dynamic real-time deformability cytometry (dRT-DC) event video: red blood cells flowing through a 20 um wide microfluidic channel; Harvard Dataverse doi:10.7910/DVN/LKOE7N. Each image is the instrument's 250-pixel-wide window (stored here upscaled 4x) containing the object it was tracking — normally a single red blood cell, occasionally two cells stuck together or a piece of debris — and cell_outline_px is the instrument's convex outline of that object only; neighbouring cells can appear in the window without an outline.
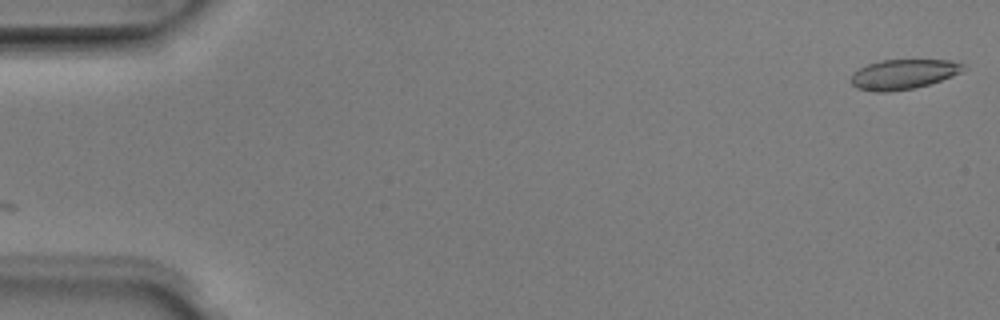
{"species": "Egyptian fruit bat (a non-hibernating species)", "species_latin": "Rousettus aegyptiacus", "temperature_condition": "room temperature", "stored_images_in_passage": 11, "segment_of_instrument_passage": [1, 2], "camera_frame_rate_fps": 3000, "um_per_image_px": 0.085, "animal": {"sex": "male"}, "frame": {"image": 1, "passage_image": 1, "time_ms": 0.0, "image_size_px": [1000, 320], "cell_outline_px": [[964, 64], [960, 72], [952, 76], [928, 84], [912, 88], [888, 92], [876, 92], [856, 88], [852, 84], [852, 72], [868, 64], [880, 60], [952, 60]], "centroid_in_image_um": [76.74, 6.31], "position_along_channel_um": 8.3, "area_um2": 19.31}}